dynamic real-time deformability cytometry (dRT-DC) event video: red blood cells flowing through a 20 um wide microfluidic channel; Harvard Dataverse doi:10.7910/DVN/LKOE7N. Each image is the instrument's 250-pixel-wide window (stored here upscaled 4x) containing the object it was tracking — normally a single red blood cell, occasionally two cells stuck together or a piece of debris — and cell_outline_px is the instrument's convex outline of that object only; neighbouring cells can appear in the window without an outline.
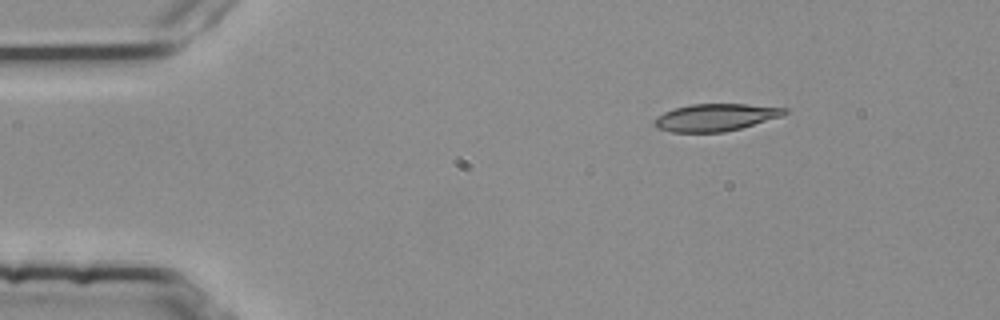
{"species": "common noctule bat (a hibernating species)", "species_latin": "Nyctalus noctula", "temperature_condition": "room temperature", "stored_images_in_passage": 4, "camera_frame_rate_fps": 3000, "um_per_image_px": 0.085, "animal": {"sex": "female", "body_mass_g": 25.1}, "frame": {"image": 1, "passage_image": 2, "time_ms": 0.333, "image_size_px": [1000, 320], "cell_outline_px": [[788, 112], [780, 116], [740, 128], [724, 132], [672, 132], [656, 128], [652, 124], [652, 120], [656, 116], [672, 108], [692, 104], [748, 104], [788, 108]], "centroid_in_image_um": [60.74, 9.97], "position_along_channel_um": 24.3, "area_um2": 20.75}}
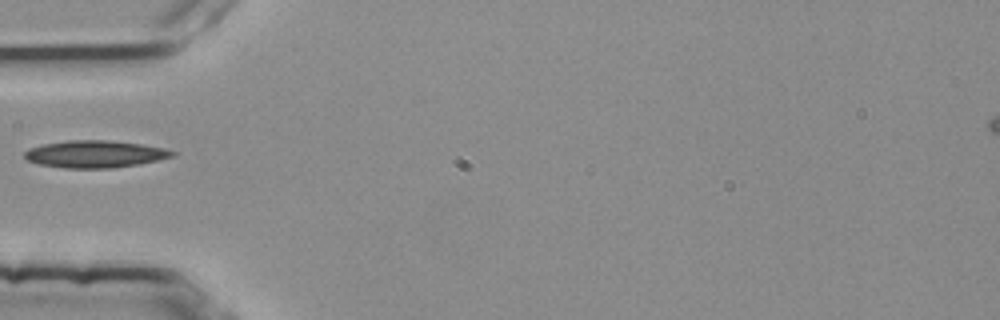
{"frame": {"image": 2, "passage_image": 4, "time_ms": 1.0, "image_size_px": [1000, 320], "cell_outline_px": [[176, 152], [172, 156], [156, 160], [136, 164], [112, 168], [64, 168], [40, 164], [28, 160], [24, 156], [24, 152], [28, 148], [44, 144], [68, 140], [108, 140], [140, 144], [164, 148]], "centroid_in_image_um": [8.03, 13.09], "position_along_channel_um": 77.0, "area_um2": 23.12}}